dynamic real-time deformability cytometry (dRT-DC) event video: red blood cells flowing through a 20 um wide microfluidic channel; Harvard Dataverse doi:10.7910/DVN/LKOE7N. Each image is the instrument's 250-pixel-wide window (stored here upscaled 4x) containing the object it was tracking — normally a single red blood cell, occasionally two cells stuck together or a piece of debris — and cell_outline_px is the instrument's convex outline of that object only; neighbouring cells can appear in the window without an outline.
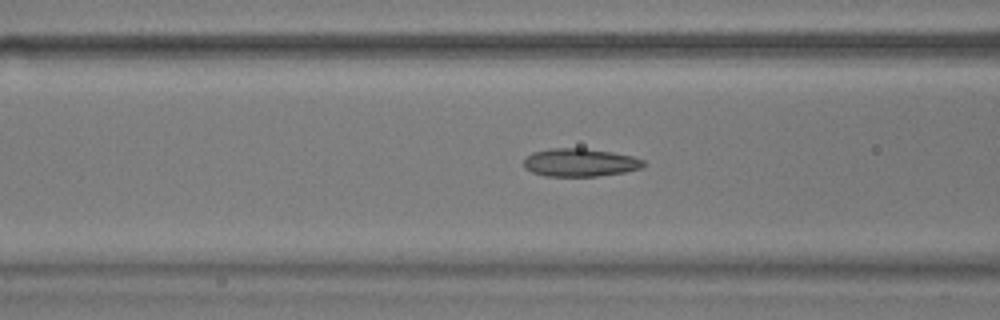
{"species": "common noctule bat (a hibernating species)", "species_latin": "Nyctalus noctula", "temperature_condition": "warm", "stored_images_in_passage": 54, "camera_frame_rate_fps": 3000, "um_per_image_px": 0.085, "animal": {"sex": "male", "body_mass_g": 17.9}, "frame": {"image": 1, "passage_image": 21, "time_ms": 6.667, "image_size_px": [1000, 320], "cell_outline_px": [[644, 168], [624, 172], [596, 176], [548, 176], [532, 172], [524, 168], [524, 160], [532, 152], [552, 148], [584, 148], [612, 152], [632, 156], [644, 160]], "centroid_in_image_um": [49.31, 13.81], "position_along_channel_um": 117.3, "area_um2": 19.54}}
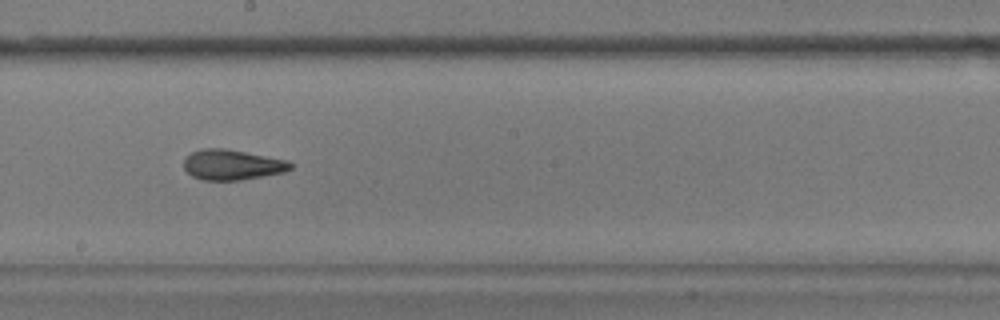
{"frame": {"image": 2, "passage_image": 30, "time_ms": 9.667, "image_size_px": [1000, 320], "cell_outline_px": [[292, 168], [284, 172], [240, 180], [204, 180], [192, 176], [184, 168], [184, 160], [192, 152], [200, 148], [224, 148], [288, 160], [292, 164]], "centroid_in_image_um": [19.73, 14.0], "position_along_channel_um": 228.5, "area_um2": 18.73}}
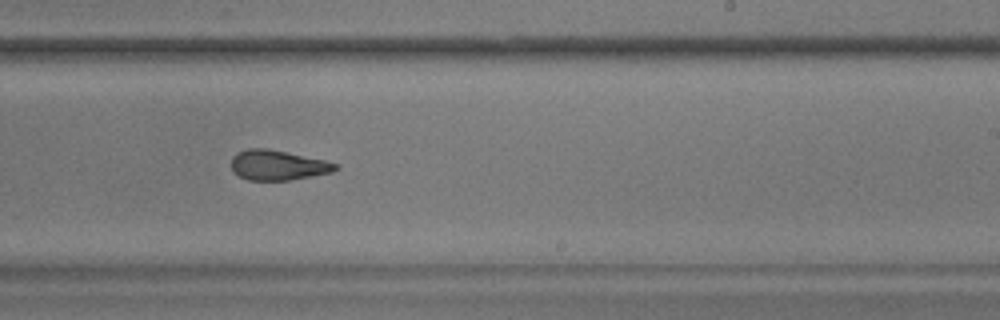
{"frame": {"image": 3, "passage_image": 33, "time_ms": 10.667, "image_size_px": [1000, 320], "cell_outline_px": [[340, 168], [332, 172], [288, 180], [248, 180], [232, 172], [232, 156], [248, 148], [268, 148], [324, 160], [336, 164]], "centroid_in_image_um": [23.6, 14.04], "position_along_channel_um": 265.4, "area_um2": 18.03}, "authors_computed_cell_mechanics": {"area_um2": 19.5364, "velocity_mm_per_s": 3.7, "shape_relaxation_time_tau1_ms": 7.3853, "shape_relaxation_time_tau2_ms": 2.3644, "deformation_change_tau1": 0.164, "deformation_change_tau2": 0.105}}